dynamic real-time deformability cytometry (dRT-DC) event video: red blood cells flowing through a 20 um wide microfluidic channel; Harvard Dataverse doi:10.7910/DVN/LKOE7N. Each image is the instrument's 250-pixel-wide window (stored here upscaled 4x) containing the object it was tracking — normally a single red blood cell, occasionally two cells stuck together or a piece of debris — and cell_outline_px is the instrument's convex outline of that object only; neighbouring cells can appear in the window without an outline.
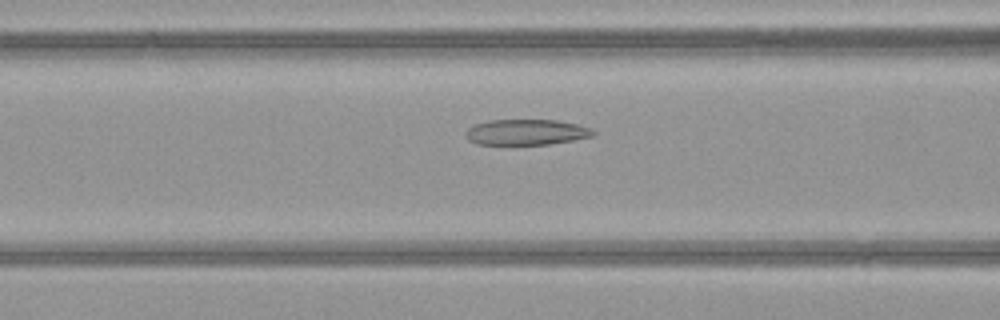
{"species": "common noctule bat (a hibernating species)", "species_latin": "Nyctalus noctula", "temperature_condition": "warm", "stored_images_in_passage": 43, "camera_frame_rate_fps": 3000, "um_per_image_px": 0.085, "animal": {"sex": "female", "body_mass_g": 21.9}, "frame": {"image": 1, "passage_image": 13, "time_ms": 4.0, "image_size_px": [1000, 320], "cell_outline_px": [[596, 132], [592, 136], [572, 140], [548, 144], [476, 144], [468, 140], [464, 132], [468, 128], [476, 124], [488, 120], [556, 120], [576, 124], [592, 128]], "centroid_in_image_um": [44.71, 11.23], "position_along_channel_um": 121.9, "area_um2": 18.96}}
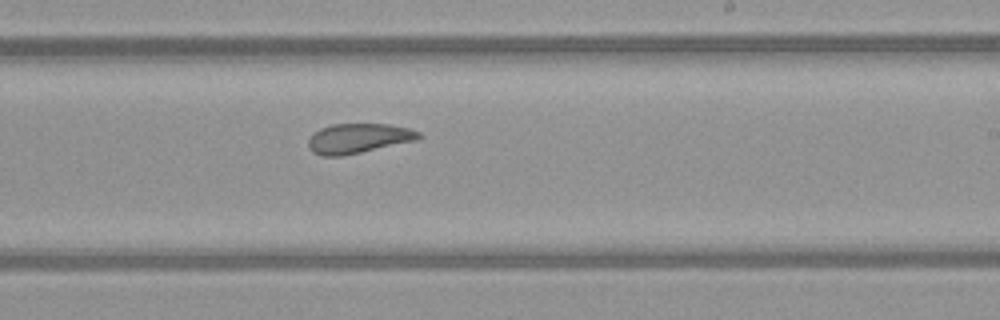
{"frame": {"image": 2, "passage_image": 23, "time_ms": 7.333, "image_size_px": [1000, 320], "cell_outline_px": [[420, 140], [340, 156], [324, 156], [312, 152], [308, 148], [308, 140], [320, 128], [332, 124], [388, 124], [408, 128], [420, 132]], "centroid_in_image_um": [30.48, 11.76], "position_along_channel_um": 258.5, "area_um2": 19.07}}
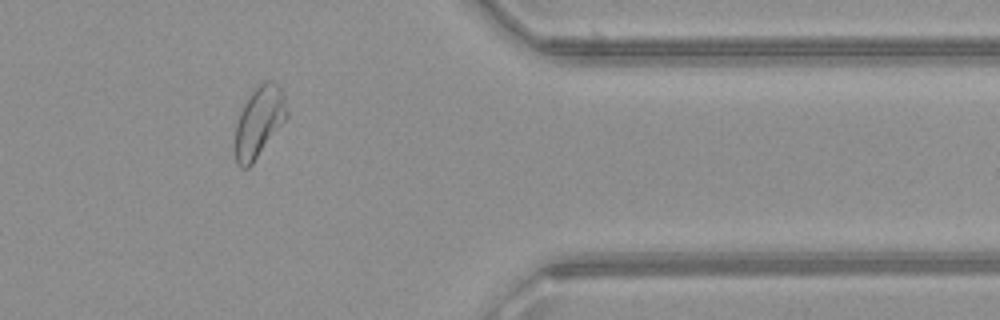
{"frame": {"image": 3, "passage_image": 34, "time_ms": 11.0, "image_size_px": [1000, 320], "cell_outline_px": [[288, 120], [252, 164], [248, 168], [240, 168], [236, 164], [236, 124], [240, 112], [248, 96], [256, 84], [264, 80], [272, 80], [284, 92], [288, 112]], "centroid_in_image_um": [22.07, 10.33], "position_along_channel_um": 389.3, "area_um2": 21.85}, "authors_computed_cell_mechanics": {"area_um2": 21.2126, "velocity_mm_per_s": 4.0947, "shape_relaxation_time_tau1_ms": null, "shape_relaxation_time_tau2_ms": 1.0894, "deformation_change_tau1": null, "deformation_change_tau2": 0.0745}}